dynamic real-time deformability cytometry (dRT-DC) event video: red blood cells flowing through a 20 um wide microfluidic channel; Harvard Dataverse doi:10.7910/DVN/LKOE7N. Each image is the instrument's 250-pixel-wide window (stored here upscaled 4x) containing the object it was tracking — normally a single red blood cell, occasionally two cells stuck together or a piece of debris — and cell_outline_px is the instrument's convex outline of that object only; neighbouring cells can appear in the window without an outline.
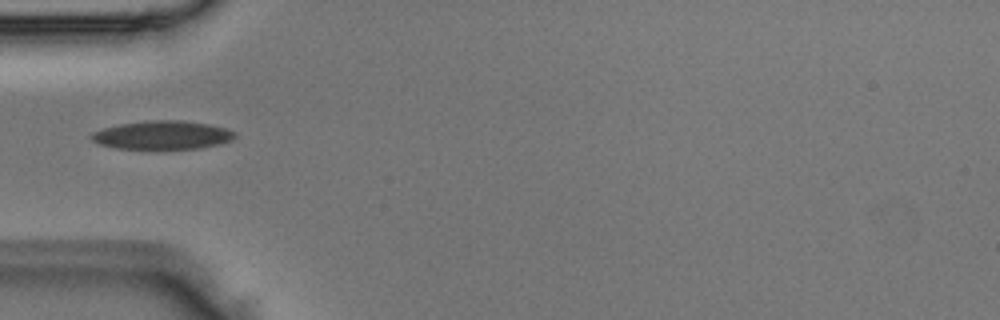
{"species": "Egyptian fruit bat (a non-hibernating species)", "species_latin": "Rousettus aegyptiacus", "temperature_condition": "room temperature", "stored_images_in_passage": 3, "camera_frame_rate_fps": 3000, "um_per_image_px": 0.085, "animal": {"sex": "male"}, "frame": {"image": 1, "passage_image": 2, "time_ms": 0.333, "image_size_px": [1000, 320], "cell_outline_px": [[236, 136], [232, 140], [220, 144], [196, 148], [116, 148], [100, 144], [92, 140], [88, 136], [92, 132], [104, 128], [120, 124], [148, 120], [180, 120], [208, 124], [228, 128], [236, 132]], "centroid_in_image_um": [13.82, 11.47], "position_along_channel_um": 71.2, "area_um2": 23.7}}
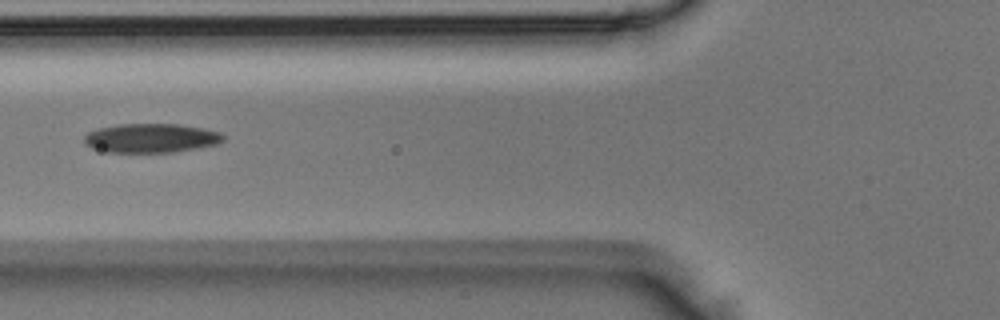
{"frame": {"image": 2, "passage_image": 3, "time_ms": 0.667, "image_size_px": [1000, 320], "cell_outline_px": [[224, 140], [216, 144], [196, 148], [172, 152], [108, 152], [92, 148], [84, 144], [84, 136], [88, 132], [96, 128], [116, 124], [180, 124], [204, 128], [220, 132], [224, 136]], "centroid_in_image_um": [12.81, 11.73], "position_along_channel_um": 113.0, "area_um2": 23.7}}